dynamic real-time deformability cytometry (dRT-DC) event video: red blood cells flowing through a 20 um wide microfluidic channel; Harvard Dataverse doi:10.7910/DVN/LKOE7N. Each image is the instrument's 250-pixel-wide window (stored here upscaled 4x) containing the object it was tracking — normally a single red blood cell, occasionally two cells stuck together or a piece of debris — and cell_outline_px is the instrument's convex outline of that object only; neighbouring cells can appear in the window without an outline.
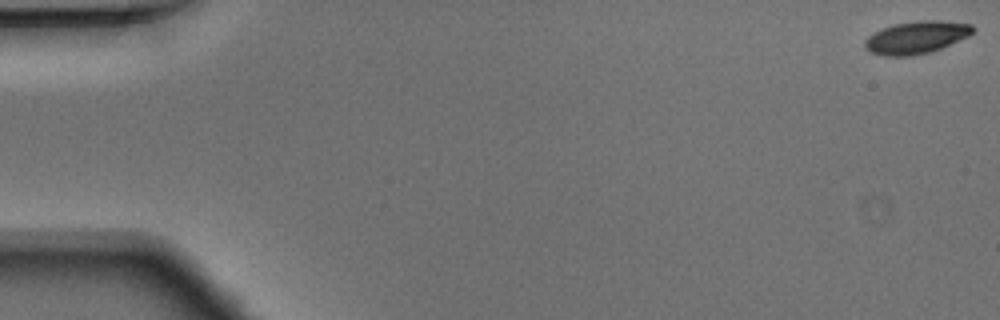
{"species": "Egyptian fruit bat (a non-hibernating species)", "species_latin": "Rousettus aegyptiacus", "temperature_condition": "warm", "stored_images_in_passage": 12, "camera_frame_rate_fps": 3000, "um_per_image_px": 0.085, "animal": {"sex": "male"}, "frame": {"image": 1, "passage_image": 1, "time_ms": 0.0, "image_size_px": [1000, 320], "cell_outline_px": [[976, 28], [968, 36], [940, 48], [928, 52], [912, 56], [884, 56], [872, 52], [864, 48], [864, 40], [868, 36], [884, 28], [896, 24], [924, 20], [940, 20], [972, 24]], "centroid_in_image_um": [77.89, 3.18], "position_along_channel_um": 7.1, "area_um2": 20.17}}